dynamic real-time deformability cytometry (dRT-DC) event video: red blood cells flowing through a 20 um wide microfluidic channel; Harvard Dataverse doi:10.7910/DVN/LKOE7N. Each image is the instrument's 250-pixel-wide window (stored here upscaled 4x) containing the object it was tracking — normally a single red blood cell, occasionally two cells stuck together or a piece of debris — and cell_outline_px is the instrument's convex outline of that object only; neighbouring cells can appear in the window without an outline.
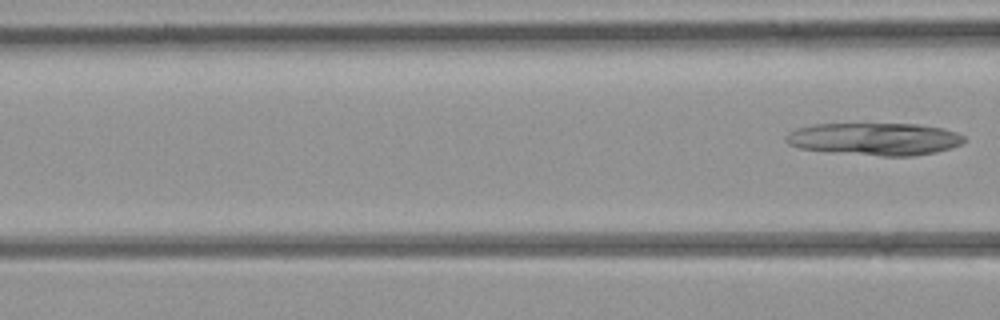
{"species": "common noctule bat (a hibernating species)", "species_latin": "Nyctalus noctula", "temperature_condition": "room temperature", "stored_images_in_passage": 4, "camera_frame_rate_fps": 3000, "um_per_image_px": 0.085, "animal": {"sex": "female", "body_mass_g": 21.9}, "frame": {"image": 1, "passage_image": 4, "time_ms": 3.667, "image_size_px": [1000, 320], "cell_outline_px": [[964, 140], [960, 144], [936, 152], [912, 156], [880, 156], [832, 152], [800, 148], [788, 144], [784, 140], [784, 136], [788, 132], [796, 128], [812, 124], [916, 124], [944, 128], [956, 132], [964, 136]], "centroid_in_image_um": [74.3, 11.81], "position_along_channel_um": 92.3, "area_um2": 33.76}}